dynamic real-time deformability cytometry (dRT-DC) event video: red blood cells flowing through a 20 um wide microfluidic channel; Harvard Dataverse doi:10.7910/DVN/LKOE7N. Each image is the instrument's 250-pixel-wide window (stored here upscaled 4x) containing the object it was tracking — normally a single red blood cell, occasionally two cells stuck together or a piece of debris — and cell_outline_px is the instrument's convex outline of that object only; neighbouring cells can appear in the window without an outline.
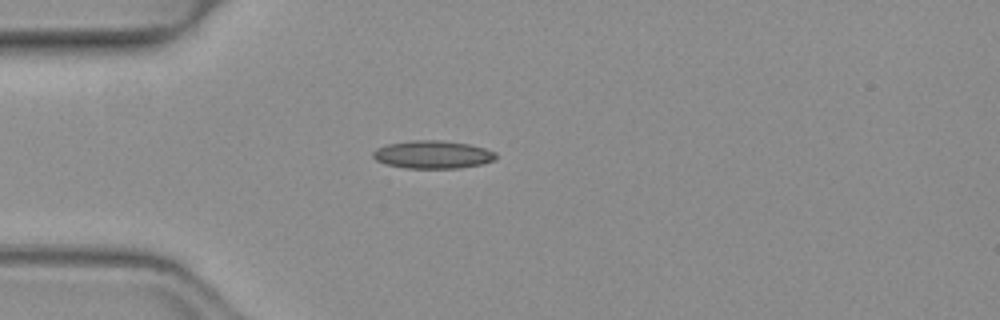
{"species": "common noctule bat (a hibernating species)", "species_latin": "Nyctalus noctula", "temperature_condition": "warm", "stored_images_in_passage": 18, "camera_frame_rate_fps": 3000, "um_per_image_px": 0.085, "animal": {"sex": "female", "body_mass_g": 19.3, "forearm_length_mm": 54.1}, "frame": {"image": 1, "passage_image": 13, "time_ms": 4.0, "image_size_px": [1000, 320], "cell_outline_px": [[496, 156], [492, 160], [480, 164], [460, 168], [404, 168], [384, 164], [376, 160], [372, 156], [372, 152], [376, 148], [388, 144], [412, 140], [440, 140], [468, 144], [484, 148], [496, 152]], "centroid_in_image_um": [36.73, 13.14], "position_along_channel_um": 48.3, "area_um2": 19.94}}
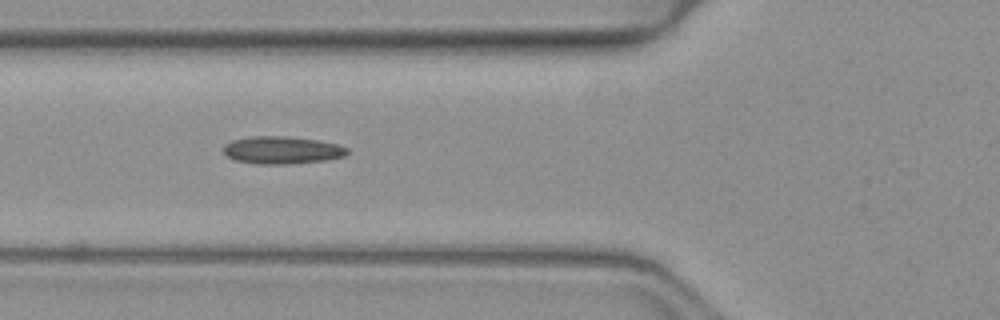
{"frame": {"image": 2, "passage_image": 18, "time_ms": 5.667, "image_size_px": [1000, 320], "cell_outline_px": [[348, 152], [344, 156], [324, 160], [292, 164], [256, 164], [236, 160], [228, 156], [224, 152], [224, 144], [232, 140], [248, 136], [288, 136], [320, 140], [336, 144], [348, 148]], "centroid_in_image_um": [23.96, 12.75], "position_along_channel_um": 101.8, "area_um2": 19.94}}